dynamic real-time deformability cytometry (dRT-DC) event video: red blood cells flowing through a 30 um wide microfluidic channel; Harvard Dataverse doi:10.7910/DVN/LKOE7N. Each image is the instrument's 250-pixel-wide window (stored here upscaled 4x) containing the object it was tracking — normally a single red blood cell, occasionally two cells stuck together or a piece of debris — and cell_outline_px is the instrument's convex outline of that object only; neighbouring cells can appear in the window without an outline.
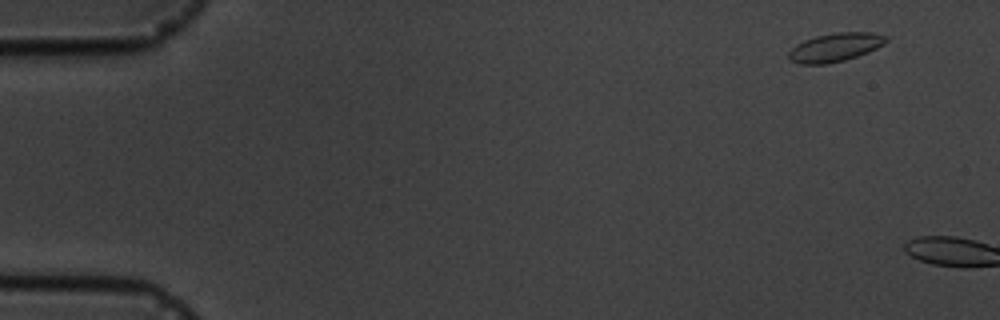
{"species": "common noctule bat (a hibernating species)", "species_latin": "Nyctalus noctula", "temperature_condition": "cold", "stored_images_in_passage": 2, "camera_frame_rate_fps": 3000, "um_per_image_px": 0.085, "animal": {"sex": "male", "body_mass_g": 19.5, "forearm_length_mm": 54.6}, "frame": {"image": 1, "passage_image": 1, "time_ms": 0.0, "image_size_px": [1000, 320], "cell_outline_px": [[888, 40], [884, 44], [868, 52], [844, 60], [828, 64], [800, 64], [792, 60], [788, 56], [788, 52], [796, 44], [804, 40], [816, 36], [836, 32], [872, 32], [888, 36]], "centroid_in_image_um": [71.01, 4.01], "position_along_channel_um": 14.0, "area_um2": 16.18}}